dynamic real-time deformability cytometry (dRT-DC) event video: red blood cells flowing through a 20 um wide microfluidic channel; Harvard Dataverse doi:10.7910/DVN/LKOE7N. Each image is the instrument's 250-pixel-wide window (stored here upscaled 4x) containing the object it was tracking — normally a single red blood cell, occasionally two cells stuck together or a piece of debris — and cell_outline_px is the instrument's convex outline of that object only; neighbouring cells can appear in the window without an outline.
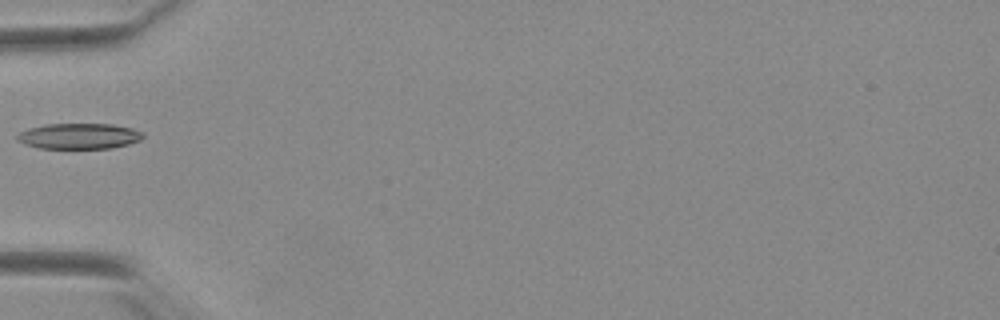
{"species": "Egyptian fruit bat (a non-hibernating species)", "species_latin": "Rousettus aegyptiacus", "temperature_condition": "warm", "stored_images_in_passage": 10, "camera_frame_rate_fps": 3000, "um_per_image_px": 0.085, "animal": {"sex": "female"}, "frame": {"image": 1, "passage_image": 1, "time_ms": 0.0, "image_size_px": [1000, 320], "cell_outline_px": [[144, 136], [140, 140], [128, 144], [112, 148], [40, 148], [24, 144], [16, 140], [16, 136], [20, 132], [28, 128], [44, 124], [112, 124], [132, 128], [144, 132]], "centroid_in_image_um": [6.72, 11.56], "position_along_channel_um": 78.3, "area_um2": 18.9}}